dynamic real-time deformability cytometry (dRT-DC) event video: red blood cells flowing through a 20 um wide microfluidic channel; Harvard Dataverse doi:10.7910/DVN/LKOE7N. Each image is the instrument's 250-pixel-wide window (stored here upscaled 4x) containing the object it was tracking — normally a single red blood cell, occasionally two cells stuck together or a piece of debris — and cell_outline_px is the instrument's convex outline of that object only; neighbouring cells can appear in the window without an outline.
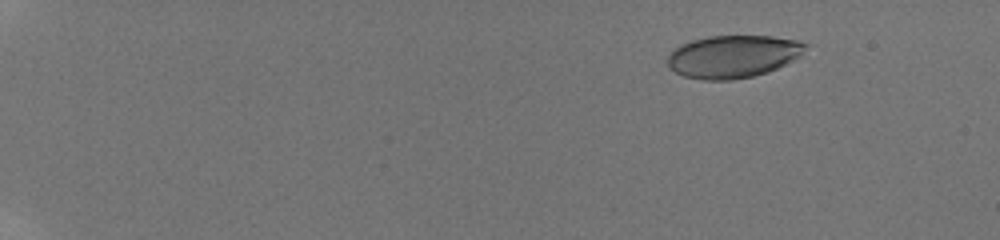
{"species": "human", "species_latin": "Homo sapiens", "temperature_condition": "room temperature", "stored_images_in_passage": 57, "camera_frame_rate_fps": 3000, "um_per_image_px": 0.085, "donor": {"sex": "male"}, "frame": {"image": 1, "passage_image": 3, "time_ms": 0.333, "image_size_px": [1000, 240], "cell_outline_px": [[808, 44], [796, 56], [784, 64], [768, 72], [752, 76], [732, 80], [704, 80], [684, 76], [676, 72], [668, 64], [668, 56], [680, 44], [692, 40], [708, 36], [772, 36], [796, 40]], "centroid_in_image_um": [62.26, 4.8], "position_along_channel_um": 22.7, "area_um2": 33.64}}
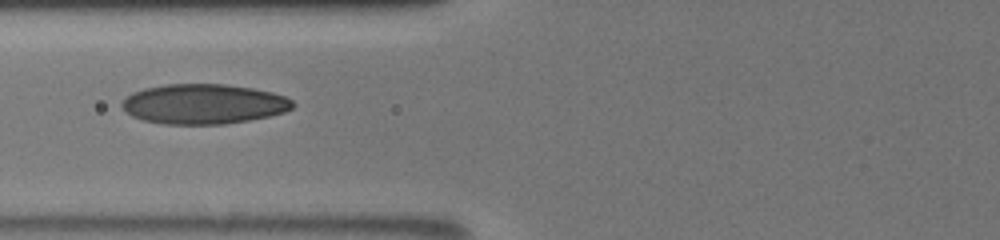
{"frame": {"image": 2, "passage_image": 29, "time_ms": 6.667, "image_size_px": [1000, 240], "cell_outline_px": [[296, 104], [292, 108], [284, 112], [268, 116], [248, 120], [224, 124], [164, 124], [144, 120], [132, 116], [120, 104], [132, 92], [144, 88], [164, 84], [224, 84], [252, 88], [272, 92], [284, 96], [292, 100]], "centroid_in_image_um": [17.32, 8.83], "position_along_channel_um": 108.5, "area_um2": 39.65}}
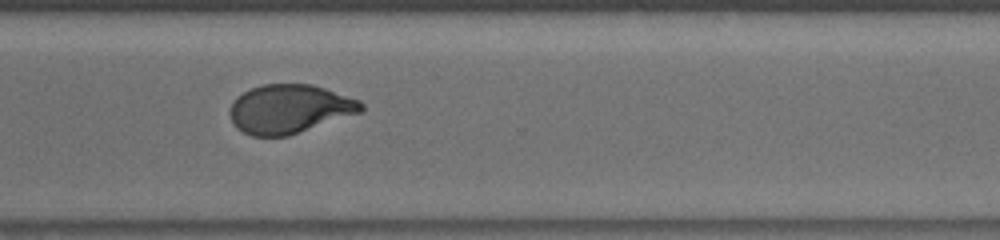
{"frame": {"image": 3, "passage_image": 56, "time_ms": 12.667, "image_size_px": [1000, 240], "cell_outline_px": [[364, 108], [360, 112], [288, 136], [252, 136], [236, 128], [232, 124], [228, 112], [236, 96], [260, 84], [312, 84], [360, 100], [364, 104]], "centroid_in_image_um": [24.57, 9.26], "position_along_channel_um": 346.0, "area_um2": 37.34}}